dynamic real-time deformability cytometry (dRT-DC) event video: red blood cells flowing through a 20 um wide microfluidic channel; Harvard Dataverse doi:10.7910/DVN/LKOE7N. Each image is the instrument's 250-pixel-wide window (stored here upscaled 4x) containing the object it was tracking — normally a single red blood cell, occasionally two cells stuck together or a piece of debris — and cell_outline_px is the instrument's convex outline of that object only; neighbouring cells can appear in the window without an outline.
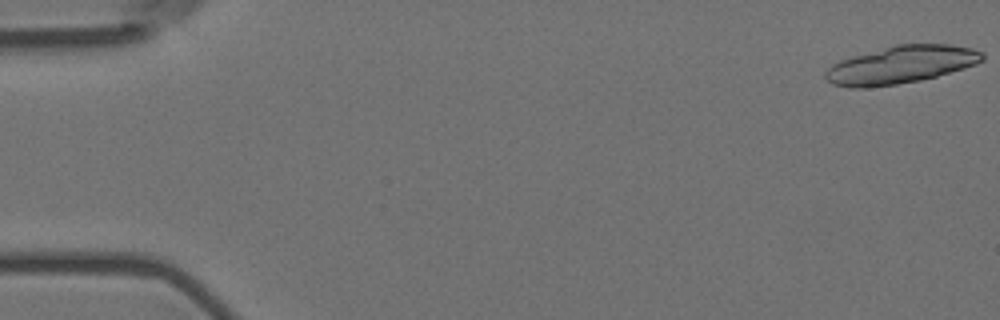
{"species": "Egyptian fruit bat (a non-hibernating species)", "species_latin": "Rousettus aegyptiacus", "temperature_condition": "room temperature", "stored_images_in_passage": 6, "camera_frame_rate_fps": 3000, "um_per_image_px": 0.085, "animal": {"sex": "female"}, "frame": {"image": 1, "passage_image": 1, "time_ms": 0.0, "image_size_px": [1000, 320], "cell_outline_px": [[984, 60], [976, 64], [964, 68], [936, 76], [920, 80], [896, 84], [864, 88], [848, 88], [832, 84], [824, 76], [824, 72], [832, 64], [840, 60], [852, 56], [896, 44], [948, 44], [972, 48], [984, 52]], "centroid_in_image_um": [76.57, 5.5], "position_along_channel_um": 8.4, "area_um2": 34.45}}